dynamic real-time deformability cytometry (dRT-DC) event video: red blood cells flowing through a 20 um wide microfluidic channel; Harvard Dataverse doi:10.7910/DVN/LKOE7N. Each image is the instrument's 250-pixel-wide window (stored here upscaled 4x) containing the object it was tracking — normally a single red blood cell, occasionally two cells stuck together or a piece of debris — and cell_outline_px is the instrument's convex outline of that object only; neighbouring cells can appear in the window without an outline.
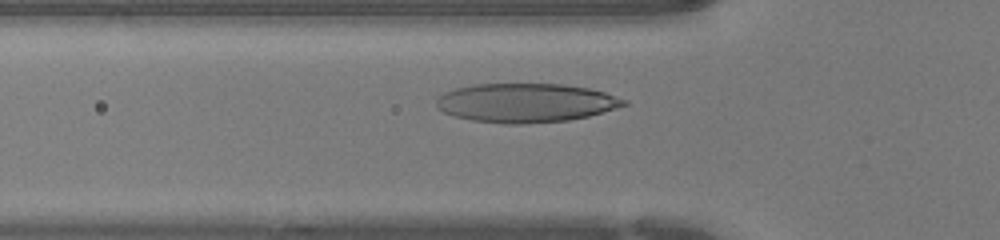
{"species": "human", "species_latin": "Homo sapiens", "temperature_condition": "warm", "stored_images_in_passage": 32, "camera_frame_rate_fps": 3000, "um_per_image_px": 0.085, "donor": {"sex": "female"}, "frame": {"image": 1, "passage_image": 9, "time_ms": 2.667, "image_size_px": [1000, 240], "cell_outline_px": [[628, 104], [616, 108], [588, 116], [568, 120], [524, 124], [504, 124], [472, 120], [456, 116], [444, 112], [436, 108], [436, 100], [444, 92], [456, 88], [476, 84], [560, 84], [588, 88], [604, 92], [628, 100]], "centroid_in_image_um": [44.69, 8.74], "position_along_channel_um": 81.1, "area_um2": 42.48}}
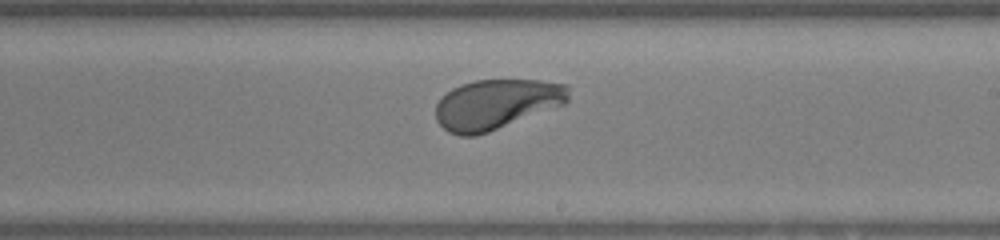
{"frame": {"image": 2, "passage_image": 20, "time_ms": 6.333, "image_size_px": [1000, 240], "cell_outline_px": [[568, 100], [564, 104], [488, 132], [476, 136], [460, 136], [448, 132], [436, 120], [436, 104], [452, 88], [460, 84], [476, 80], [540, 80], [568, 84]], "centroid_in_image_um": [42.18, 8.85], "position_along_channel_um": 246.8, "area_um2": 38.49}}
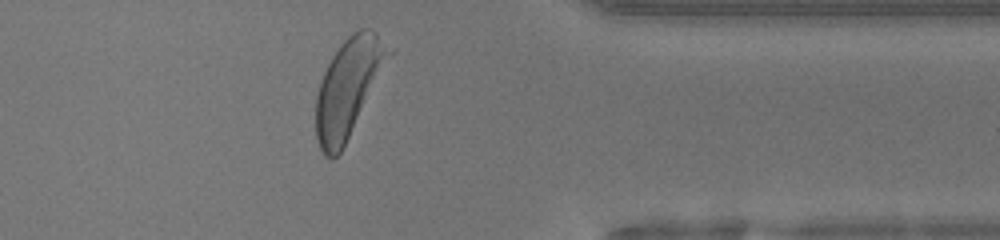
{"frame": {"image": 3, "passage_image": 30, "time_ms": 9.667, "image_size_px": [1000, 240], "cell_outline_px": [[396, 48], [340, 152], [332, 160], [324, 156], [316, 140], [316, 96], [320, 80], [332, 56], [340, 44], [352, 32], [360, 28], [372, 28]], "centroid_in_image_um": [29.65, 7.37], "position_along_channel_um": 381.8, "area_um2": 41.79}}